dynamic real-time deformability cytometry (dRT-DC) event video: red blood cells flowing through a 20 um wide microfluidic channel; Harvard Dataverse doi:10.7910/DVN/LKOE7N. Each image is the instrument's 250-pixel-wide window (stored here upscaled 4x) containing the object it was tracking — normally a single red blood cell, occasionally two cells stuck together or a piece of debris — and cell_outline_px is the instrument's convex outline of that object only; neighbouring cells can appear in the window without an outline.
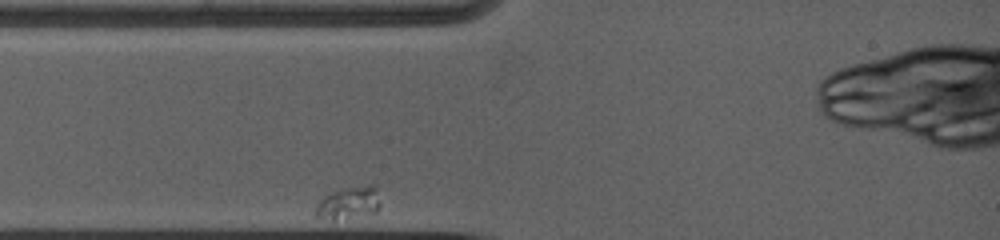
{"species": "common noctule bat (a hibernating species)", "species_latin": "Nyctalus noctula", "temperature_condition": "warm", "stored_images_in_passage": 2, "camera_frame_rate_fps": 5000, "um_per_image_px": 0.085, "animal": {"sex": "female", "body_mass_g": 19.0, "forearm_length_mm": 53.3}, "frame": {"image": 1, "passage_image": 1, "time_ms": 0.0, "image_size_px": [1000, 240], "cell_outline_px": [[380, 208], [376, 212], [332, 220], [316, 216], [312, 212], [320, 200], [324, 196], [340, 188], [368, 184], [376, 184], [380, 204]], "centroid_in_image_um": [29.64, 17.21], "position_along_channel_um": 55.4, "area_um2": 12.43}}